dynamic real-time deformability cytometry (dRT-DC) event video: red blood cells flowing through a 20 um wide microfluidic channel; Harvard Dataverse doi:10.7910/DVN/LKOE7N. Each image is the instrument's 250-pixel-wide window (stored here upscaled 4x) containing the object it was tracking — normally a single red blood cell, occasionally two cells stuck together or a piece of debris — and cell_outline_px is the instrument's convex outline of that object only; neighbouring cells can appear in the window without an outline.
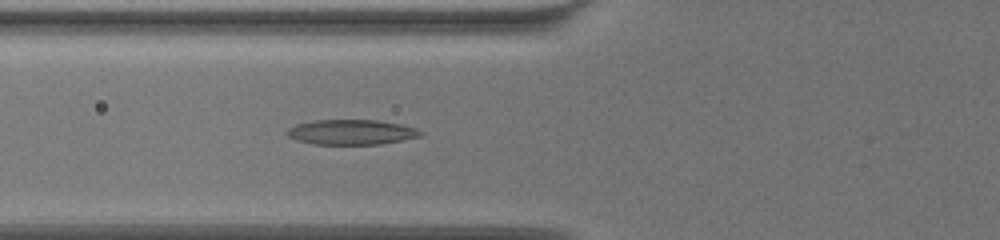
{"species": "common noctule bat (a hibernating species)", "species_latin": "Nyctalus noctula", "temperature_condition": "warm", "stored_images_in_passage": 57, "segment_of_instrument_passage": [1, 2], "camera_frame_rate_fps": 3000, "um_per_image_px": 0.085, "animal": {"sex": "female", "body_mass_g": 19.5, "forearm_length_mm": 54.1}, "frame": {"image": 1, "passage_image": 19, "time_ms": 6.0, "image_size_px": [1000, 240], "cell_outline_px": [[424, 132], [420, 136], [380, 144], [312, 144], [296, 140], [288, 136], [284, 132], [288, 128], [296, 124], [316, 120], [376, 120], [400, 124], [416, 128]], "centroid_in_image_um": [29.83, 11.23], "position_along_channel_um": 96.0, "area_um2": 19.42}}
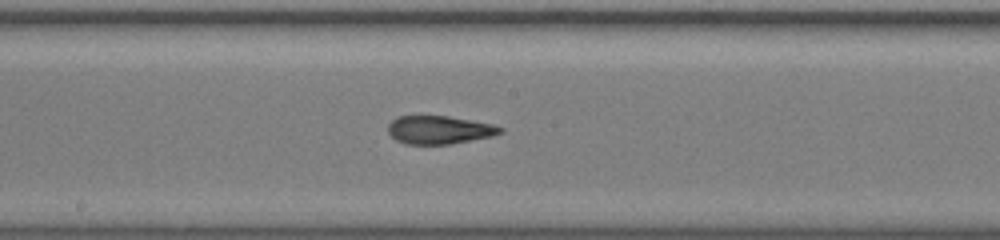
{"frame": {"image": 2, "passage_image": 29, "time_ms": 9.333, "image_size_px": [1000, 240], "cell_outline_px": [[504, 132], [492, 136], [448, 144], [404, 144], [396, 140], [388, 132], [388, 124], [392, 120], [400, 116], [448, 116], [492, 124], [504, 128]], "centroid_in_image_um": [37.33, 11.04], "position_along_channel_um": 210.9, "area_um2": 18.32}}
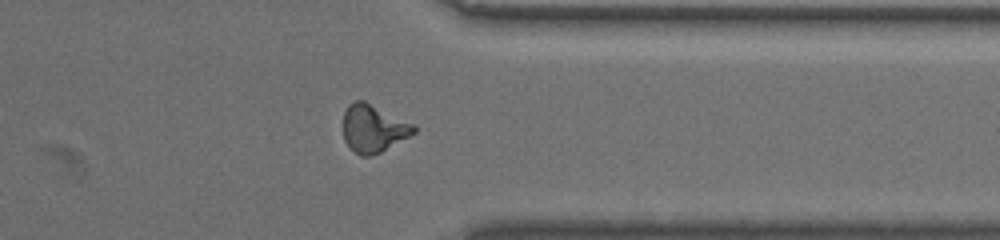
{"frame": {"image": 3, "passage_image": 44, "time_ms": 14.333, "image_size_px": [1000, 240], "cell_outline_px": [[416, 132], [380, 152], [368, 156], [360, 156], [344, 140], [344, 112], [348, 104], [356, 100], [364, 100], [416, 124]], "centroid_in_image_um": [31.76, 10.88], "position_along_channel_um": 379.6, "area_um2": 19.54}}